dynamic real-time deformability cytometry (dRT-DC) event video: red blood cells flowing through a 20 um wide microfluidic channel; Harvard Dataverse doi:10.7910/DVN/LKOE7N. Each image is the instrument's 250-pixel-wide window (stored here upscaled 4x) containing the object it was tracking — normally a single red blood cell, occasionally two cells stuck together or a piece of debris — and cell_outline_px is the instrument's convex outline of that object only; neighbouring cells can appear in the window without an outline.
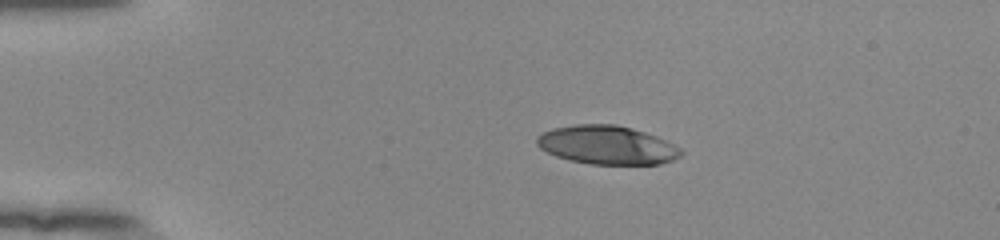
{"species": "human", "species_latin": "Homo sapiens", "temperature_condition": "room temperature", "stored_images_in_passage": 43, "camera_frame_rate_fps": 3000, "um_per_image_px": 0.085, "donor": {"sex": "female"}, "frame": {"image": 1, "passage_image": 1, "time_ms": 0.0, "image_size_px": [1000, 240], "cell_outline_px": [[684, 152], [680, 156], [672, 160], [660, 164], [592, 164], [572, 160], [556, 156], [540, 148], [536, 144], [536, 136], [552, 128], [576, 124], [616, 124], [632, 128], [656, 136], [680, 148]], "centroid_in_image_um": [51.58, 12.32], "position_along_channel_um": 33.4, "area_um2": 32.31}}
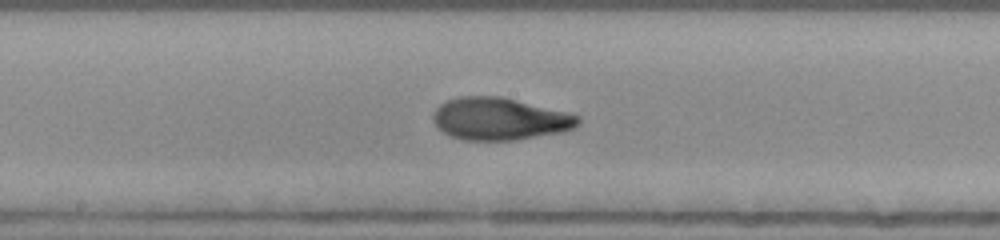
{"frame": {"image": 2, "passage_image": 19, "time_ms": 6.0, "image_size_px": [1000, 240], "cell_outline_px": [[580, 124], [576, 128], [564, 132], [516, 140], [460, 140], [448, 136], [432, 120], [432, 112], [444, 100], [460, 96], [500, 96], [568, 112], [580, 116]], "centroid_in_image_um": [42.48, 10.11], "position_along_channel_um": 205.7, "area_um2": 36.24}}
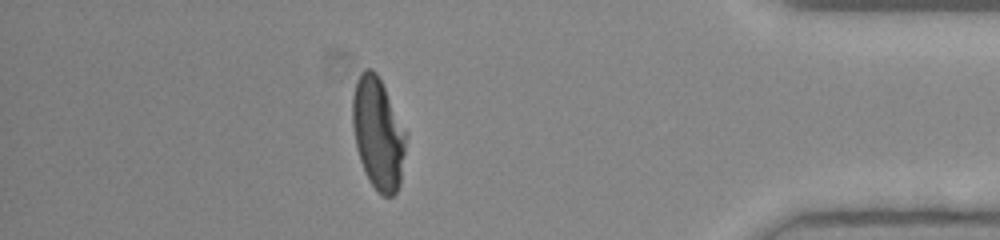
{"frame": {"image": 3, "passage_image": 37, "time_ms": 12.0, "image_size_px": [1000, 240], "cell_outline_px": [[404, 152], [400, 184], [396, 192], [392, 196], [384, 196], [368, 180], [360, 160], [356, 148], [352, 124], [352, 96], [356, 80], [360, 72], [364, 68], [372, 68], [376, 72], [384, 88], [404, 132]], "centroid_in_image_um": [32.07, 11.33], "position_along_channel_um": 403.1, "area_um2": 33.93}, "authors_computed_cell_mechanics": {"area_um2": 35.0268, "velocity_mm_per_s": 3.884, "shape_relaxation_time_tau1_ms": 6.2695, "shape_relaxation_time_tau2_ms": 1.079, "deformation_change_tau1": 0.2434, "deformation_change_tau2": 0.0613}}